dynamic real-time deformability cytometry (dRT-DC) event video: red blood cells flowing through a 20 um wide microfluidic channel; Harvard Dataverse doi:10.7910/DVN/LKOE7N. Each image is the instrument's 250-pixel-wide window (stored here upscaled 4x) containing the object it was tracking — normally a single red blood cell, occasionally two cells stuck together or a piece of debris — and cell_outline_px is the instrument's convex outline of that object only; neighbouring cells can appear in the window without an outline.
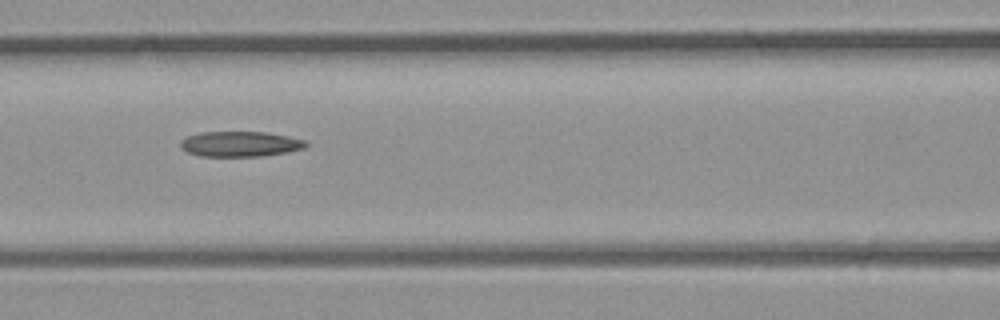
{"species": "common noctule bat (a hibernating species)", "species_latin": "Nyctalus noctula", "temperature_condition": "room temperature", "stored_images_in_passage": 5, "camera_frame_rate_fps": 3000, "um_per_image_px": 0.085, "animal": {"sex": "male", "body_mass_g": 23.1, "forearm_length_mm": 52.7}, "frame": {"image": 1, "passage_image": 5, "time_ms": 1.333, "image_size_px": [1000, 320], "cell_outline_px": [[308, 144], [304, 148], [288, 152], [264, 156], [200, 156], [188, 152], [180, 148], [180, 140], [188, 136], [200, 132], [264, 132], [288, 136], [304, 140]], "centroid_in_image_um": [20.4, 12.24], "position_along_channel_um": 146.2, "area_um2": 18.5}}